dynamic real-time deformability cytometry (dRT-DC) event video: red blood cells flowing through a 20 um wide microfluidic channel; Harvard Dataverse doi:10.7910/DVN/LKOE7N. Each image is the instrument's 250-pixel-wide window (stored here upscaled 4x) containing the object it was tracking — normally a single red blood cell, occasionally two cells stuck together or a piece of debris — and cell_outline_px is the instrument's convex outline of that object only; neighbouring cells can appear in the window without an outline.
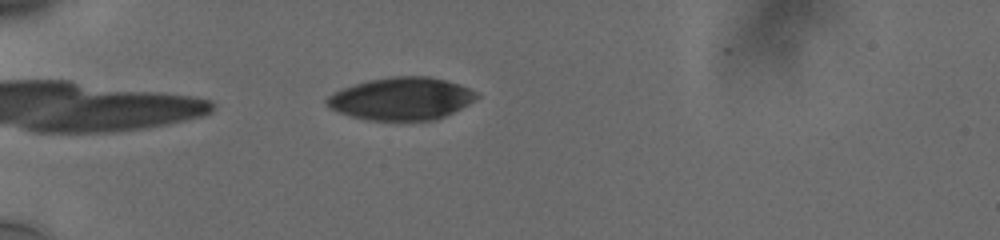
{"species": "human", "species_latin": "Homo sapiens", "temperature_condition": "cold", "stored_images_in_passage": 9, "camera_frame_rate_fps": 3000, "um_per_image_px": 0.085, "donor": {"sex": "male"}, "frame": {"image": 1, "passage_image": 3, "time_ms": 0.333, "image_size_px": [1000, 240], "cell_outline_px": [[480, 96], [468, 104], [436, 120], [368, 120], [352, 116], [328, 108], [324, 104], [324, 100], [332, 92], [368, 80], [392, 76], [428, 76], [460, 84], [476, 92]], "centroid_in_image_um": [34.09, 8.38], "position_along_channel_um": 50.9, "area_um2": 37.05}}